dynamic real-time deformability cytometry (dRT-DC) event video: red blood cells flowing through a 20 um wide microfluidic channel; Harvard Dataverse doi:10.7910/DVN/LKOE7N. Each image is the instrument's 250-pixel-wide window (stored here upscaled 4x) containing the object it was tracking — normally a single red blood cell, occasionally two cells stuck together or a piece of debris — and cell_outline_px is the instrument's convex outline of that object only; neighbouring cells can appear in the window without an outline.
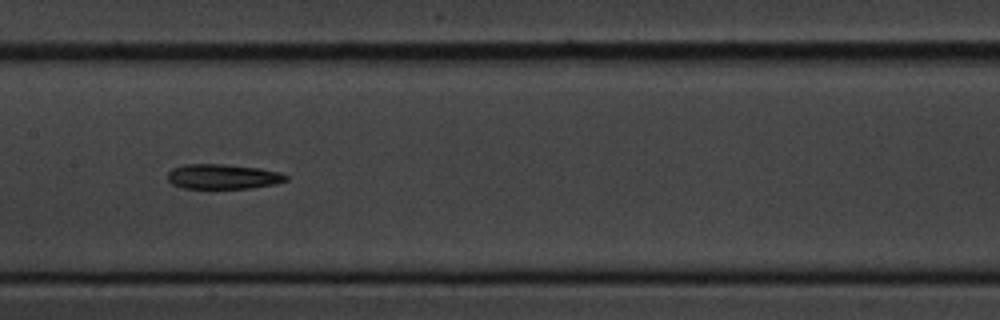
{"species": "common noctule bat (a hibernating species)", "species_latin": "Nyctalus noctula", "temperature_condition": "cold", "stored_images_in_passage": 15, "camera_frame_rate_fps": 3000, "um_per_image_px": 0.085, "animal": {"sex": "male", "body_mass_g": 20.1, "forearm_length_mm": 53.5}, "frame": {"image": 1, "passage_image": 7, "time_ms": 8.0, "image_size_px": [1000, 320], "cell_outline_px": [[288, 180], [276, 184], [252, 188], [180, 188], [172, 184], [168, 180], [168, 172], [172, 168], [184, 164], [224, 164], [260, 168], [280, 172], [288, 176]], "centroid_in_image_um": [18.95, 15.01], "position_along_channel_um": 188.4, "area_um2": 17.34}}
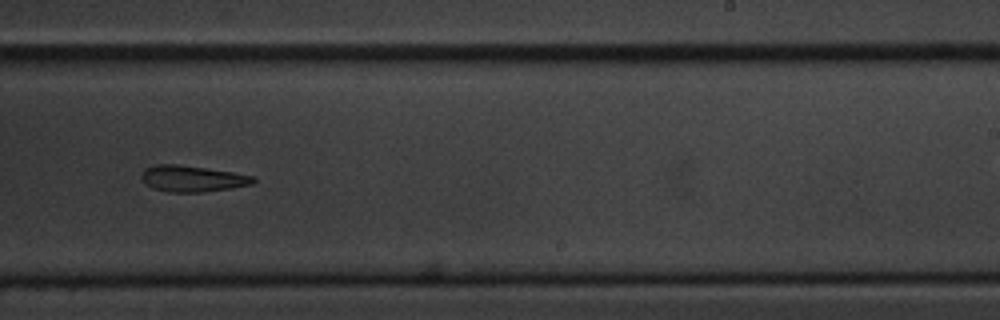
{"frame": {"image": 2, "passage_image": 9, "time_ms": 10.333, "image_size_px": [1000, 320], "cell_outline_px": [[256, 180], [252, 184], [232, 188], [204, 192], [168, 192], [152, 188], [140, 176], [144, 168], [156, 164], [176, 164], [232, 172], [252, 176]], "centroid_in_image_um": [16.33, 15.19], "position_along_channel_um": 272.7, "area_um2": 16.94}}
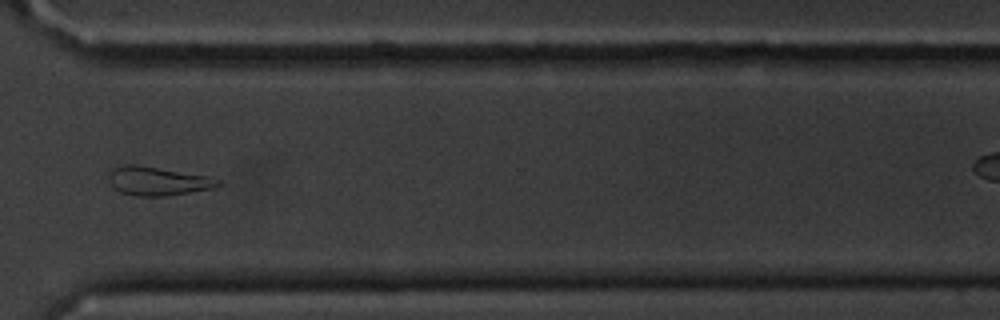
{"frame": {"image": 3, "passage_image": 11, "time_ms": 12.667, "image_size_px": [1000, 320], "cell_outline_px": [[220, 184], [212, 188], [164, 196], [136, 196], [120, 192], [112, 184], [108, 176], [112, 168], [124, 164], [136, 164], [208, 176], [220, 180]], "centroid_in_image_um": [13.37, 15.38], "position_along_channel_um": 357.2, "area_um2": 18.03}}